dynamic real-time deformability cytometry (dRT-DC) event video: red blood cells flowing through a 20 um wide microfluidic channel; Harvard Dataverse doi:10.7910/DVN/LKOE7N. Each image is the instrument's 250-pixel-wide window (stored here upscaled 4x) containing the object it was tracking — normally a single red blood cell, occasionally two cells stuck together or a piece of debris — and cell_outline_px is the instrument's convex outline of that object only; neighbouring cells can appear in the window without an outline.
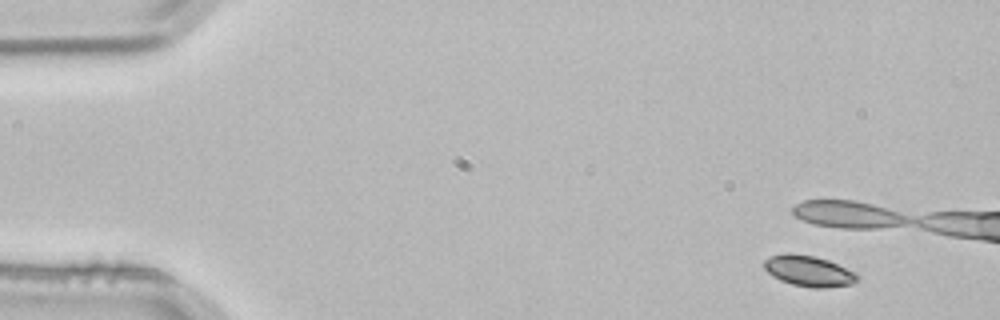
{"species": "common noctule bat (a hibernating species)", "species_latin": "Nyctalus noctula", "temperature_condition": "room temperature", "stored_images_in_passage": 3, "camera_frame_rate_fps": 3000, "um_per_image_px": 0.085, "animal": {"sex": "male", "body_mass_g": 21.5, "forearm_length_mm": 52.0}, "frame": {"image": 1, "passage_image": 1, "time_ms": 0.0, "image_size_px": [1000, 320], "cell_outline_px": [[860, 276], [852, 284], [824, 288], [812, 288], [792, 284], [780, 280], [772, 276], [764, 268], [764, 260], [772, 256], [788, 252], [792, 252], [816, 256], [828, 260], [856, 272]], "centroid_in_image_um": [68.75, 23.02], "position_along_channel_um": 16.3, "area_um2": 16.88}}